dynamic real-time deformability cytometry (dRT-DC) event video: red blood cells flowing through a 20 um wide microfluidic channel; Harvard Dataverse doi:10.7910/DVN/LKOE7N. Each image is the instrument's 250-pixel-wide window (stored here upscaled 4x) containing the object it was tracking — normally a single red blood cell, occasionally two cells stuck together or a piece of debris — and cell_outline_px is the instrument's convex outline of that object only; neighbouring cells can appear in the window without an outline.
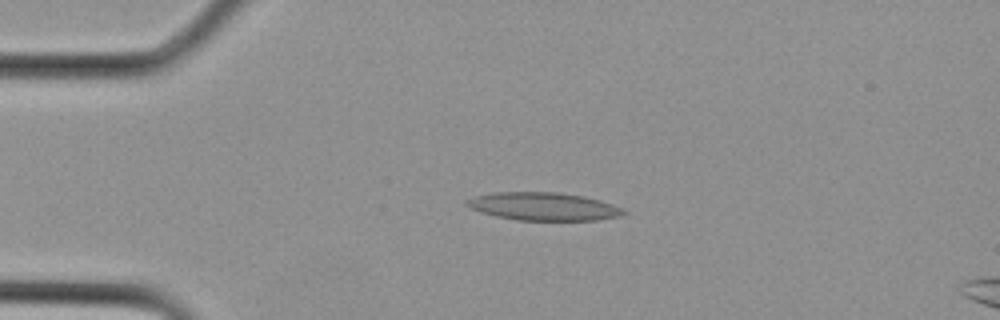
{"species": "Egyptian fruit bat (a non-hibernating species)", "species_latin": "Rousettus aegyptiacus", "temperature_condition": "cold", "stored_images_in_passage": 9, "camera_frame_rate_fps": 3000, "um_per_image_px": 0.085, "animal": {"sex": "female"}, "frame": {"image": 1, "passage_image": 6, "time_ms": 1.667, "image_size_px": [1000, 320], "cell_outline_px": [[628, 212], [620, 216], [596, 220], [516, 220], [496, 216], [480, 212], [464, 204], [464, 200], [476, 196], [496, 192], [556, 192], [584, 196], [600, 200], [624, 208]], "centroid_in_image_um": [46.21, 17.55], "position_along_channel_um": 38.8, "area_um2": 25.61}}